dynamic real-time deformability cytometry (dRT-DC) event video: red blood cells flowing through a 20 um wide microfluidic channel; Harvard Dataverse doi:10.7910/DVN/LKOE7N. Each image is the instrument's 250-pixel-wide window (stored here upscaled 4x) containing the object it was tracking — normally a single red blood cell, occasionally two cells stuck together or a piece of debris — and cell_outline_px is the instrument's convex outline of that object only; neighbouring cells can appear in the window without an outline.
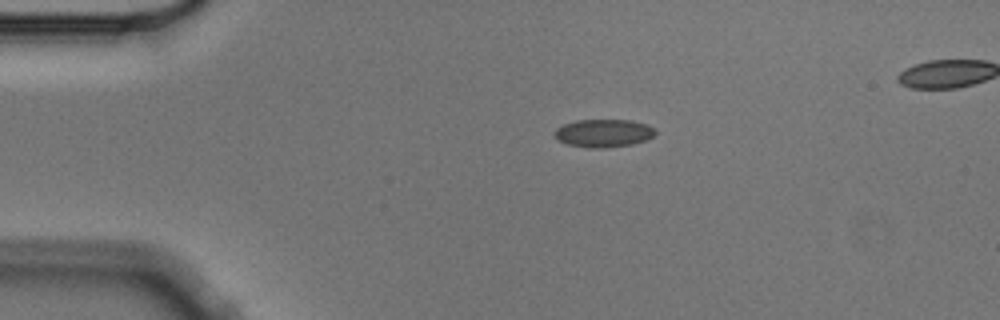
{"species": "Egyptian fruit bat (a non-hibernating species)", "species_latin": "Rousettus aegyptiacus", "temperature_condition": "cold", "stored_images_in_passage": 3, "camera_frame_rate_fps": 3000, "um_per_image_px": 0.085, "animal": {"sex": "male"}, "frame": {"image": 1, "passage_image": 1, "time_ms": 0.0, "image_size_px": [1000, 320], "cell_outline_px": [[656, 132], [648, 140], [632, 144], [604, 148], [592, 148], [568, 144], [556, 140], [552, 132], [556, 128], [564, 124], [576, 120], [632, 120], [648, 124]], "centroid_in_image_um": [51.27, 11.31], "position_along_channel_um": 33.7, "area_um2": 16.53}}